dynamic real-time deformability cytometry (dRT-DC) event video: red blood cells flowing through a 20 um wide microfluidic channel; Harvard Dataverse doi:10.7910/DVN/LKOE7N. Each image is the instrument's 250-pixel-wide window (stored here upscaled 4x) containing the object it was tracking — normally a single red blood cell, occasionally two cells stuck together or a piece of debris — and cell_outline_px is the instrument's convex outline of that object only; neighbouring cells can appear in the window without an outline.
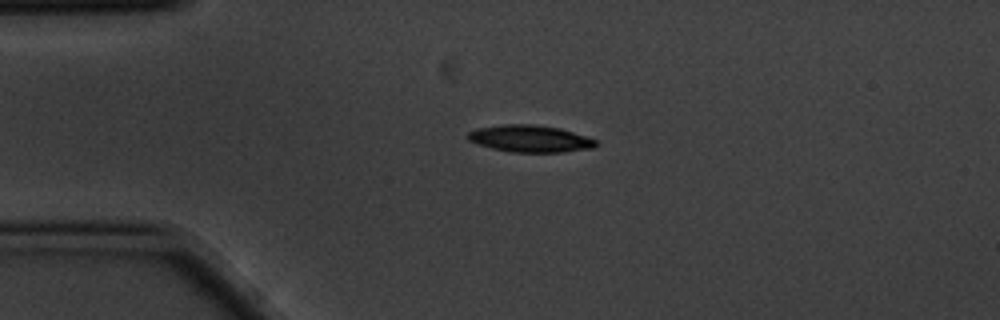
{"species": "common noctule bat (a hibernating species)", "species_latin": "Nyctalus noctula", "temperature_condition": "cold", "stored_images_in_passage": 2, "camera_frame_rate_fps": 3000, "um_per_image_px": 0.085, "animal": {"sex": "male", "body_mass_g": 20.1, "forearm_length_mm": 53.5}, "frame": {"image": 1, "passage_image": 1, "time_ms": 0.0, "image_size_px": [1000, 320], "cell_outline_px": [[596, 144], [592, 148], [564, 152], [512, 152], [492, 148], [468, 140], [464, 136], [468, 132], [476, 128], [508, 124], [536, 124], [560, 128], [596, 140]], "centroid_in_image_um": [45.01, 11.78], "position_along_channel_um": 40.0, "area_um2": 20.0}}